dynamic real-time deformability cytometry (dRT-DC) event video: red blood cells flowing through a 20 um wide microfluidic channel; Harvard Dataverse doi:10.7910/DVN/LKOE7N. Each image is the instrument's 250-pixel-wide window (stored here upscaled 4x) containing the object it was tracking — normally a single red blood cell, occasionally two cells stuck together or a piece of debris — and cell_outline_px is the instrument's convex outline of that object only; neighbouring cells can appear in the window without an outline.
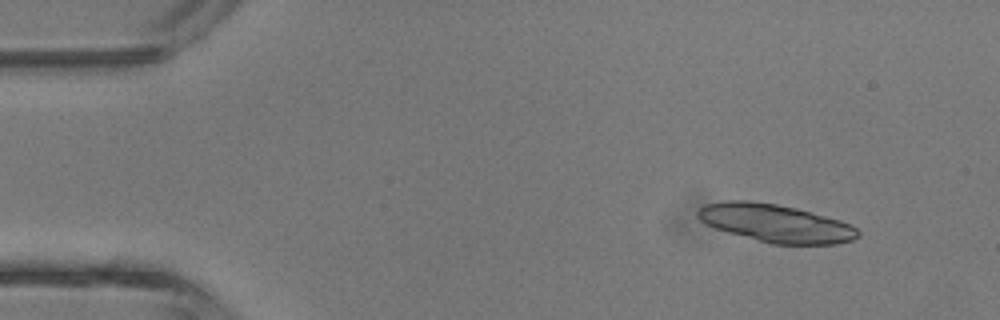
{"species": "common noctule bat (a hibernating species)", "species_latin": "Nyctalus noctula", "temperature_condition": "room temperature", "stored_images_in_passage": 41, "segment_of_instrument_passage": [1, 2], "camera_frame_rate_fps": 3000, "um_per_image_px": 0.085, "animal": {"sex": "male", "body_mass_g": 13.3}, "frame": {"image": 1, "passage_image": 1, "time_ms": 0.0, "image_size_px": [1000, 320], "cell_outline_px": [[860, 236], [852, 240], [836, 244], [772, 244], [728, 232], [716, 228], [700, 220], [696, 216], [696, 212], [704, 204], [724, 200], [748, 200], [776, 204], [796, 208], [840, 220], [852, 224], [860, 232]], "centroid_in_image_um": [65.94, 18.96], "position_along_channel_um": 19.1, "area_um2": 35.37}}